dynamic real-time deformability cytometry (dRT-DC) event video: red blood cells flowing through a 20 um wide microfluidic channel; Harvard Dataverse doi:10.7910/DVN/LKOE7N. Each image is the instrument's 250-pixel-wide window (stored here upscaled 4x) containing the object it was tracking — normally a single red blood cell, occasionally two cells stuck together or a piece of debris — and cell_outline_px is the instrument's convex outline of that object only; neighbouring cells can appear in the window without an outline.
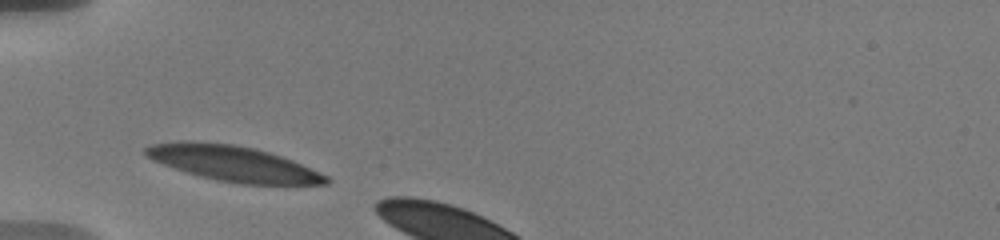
{"species": "human", "species_latin": "Homo sapiens", "temperature_condition": "warm", "stored_images_in_passage": 8, "camera_frame_rate_fps": 3000, "um_per_image_px": 0.085, "donor": {"sex": "male"}, "frame": {"image": 1, "passage_image": 1, "time_ms": 0.0, "image_size_px": [1000, 240], "cell_outline_px": [[332, 180], [328, 184], [240, 184], [216, 180], [200, 176], [152, 160], [144, 152], [144, 148], [152, 144], [180, 140], [192, 140], [236, 144], [268, 152], [292, 160], [328, 176]], "centroid_in_image_um": [19.81, 13.88], "position_along_channel_um": 65.2, "area_um2": 37.11}}